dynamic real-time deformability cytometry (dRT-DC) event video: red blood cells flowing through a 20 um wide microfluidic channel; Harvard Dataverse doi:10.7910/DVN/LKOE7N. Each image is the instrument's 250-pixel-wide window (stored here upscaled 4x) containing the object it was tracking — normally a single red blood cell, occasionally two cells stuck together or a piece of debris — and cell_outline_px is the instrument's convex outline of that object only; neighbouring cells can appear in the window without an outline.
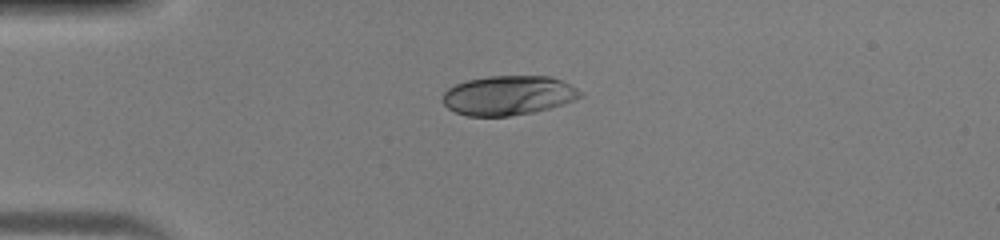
{"species": "human", "species_latin": "Homo sapiens", "temperature_condition": "warm", "stored_images_in_passage": 35, "camera_frame_rate_fps": 3000, "um_per_image_px": 0.085, "donor": {"sex": "male"}, "frame": {"image": 1, "passage_image": 1, "time_ms": 0.0, "image_size_px": [1000, 240], "cell_outline_px": [[584, 96], [564, 104], [532, 112], [508, 116], [468, 116], [456, 112], [448, 108], [440, 100], [444, 92], [448, 88], [456, 84], [468, 80], [488, 76], [548, 76], [560, 80], [584, 92]], "centroid_in_image_um": [43.2, 8.11], "position_along_channel_um": 41.8, "area_um2": 31.62}}
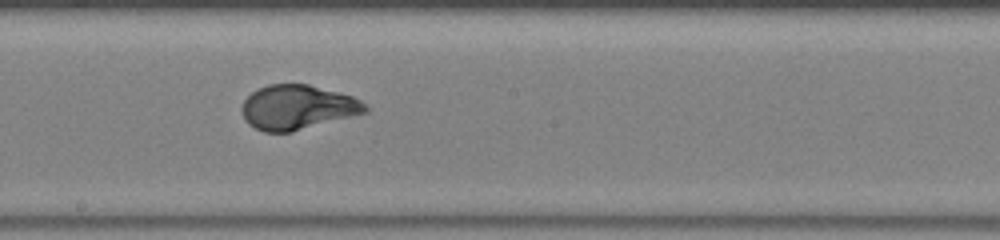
{"frame": {"image": 2, "passage_image": 15, "time_ms": 4.667, "image_size_px": [1000, 240], "cell_outline_px": [[368, 112], [292, 132], [264, 132], [248, 124], [244, 120], [240, 108], [244, 100], [252, 92], [268, 84], [308, 84], [352, 96], [360, 100], [368, 108]], "centroid_in_image_um": [25.26, 9.13], "position_along_channel_um": 222.9, "area_um2": 32.02}}
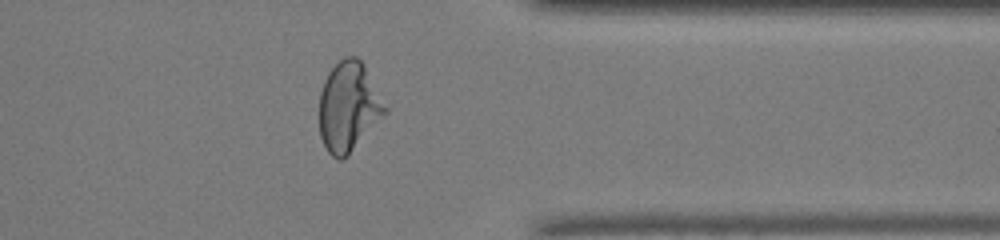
{"frame": {"image": 3, "passage_image": 26, "time_ms": 8.333, "image_size_px": [1000, 240], "cell_outline_px": [[388, 112], [348, 156], [340, 160], [336, 160], [328, 152], [320, 136], [320, 92], [324, 80], [328, 72], [344, 56], [356, 56], [364, 64], [388, 108]], "centroid_in_image_um": [29.64, 9.09], "position_along_channel_um": 381.8, "area_um2": 34.51}}